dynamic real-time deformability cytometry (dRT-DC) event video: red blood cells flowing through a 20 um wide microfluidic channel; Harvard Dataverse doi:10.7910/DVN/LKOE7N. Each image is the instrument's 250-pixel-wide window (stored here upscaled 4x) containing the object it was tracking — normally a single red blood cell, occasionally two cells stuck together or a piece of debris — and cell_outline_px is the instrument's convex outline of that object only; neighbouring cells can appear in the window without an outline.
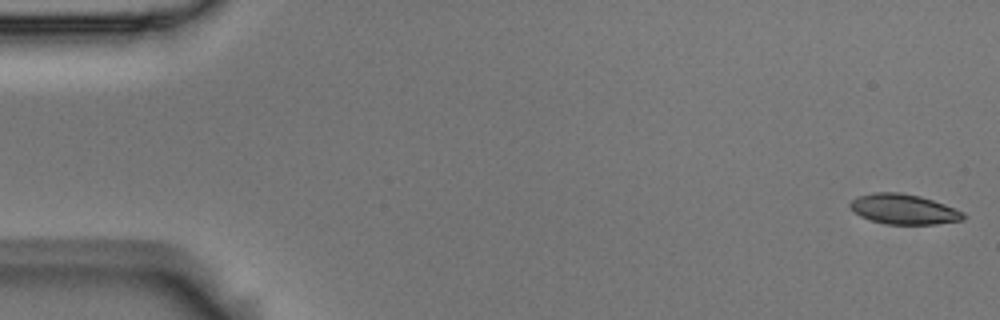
{"species": "Egyptian fruit bat (a non-hibernating species)", "species_latin": "Rousettus aegyptiacus", "temperature_condition": "room temperature", "stored_images_in_passage": 5, "camera_frame_rate_fps": 3000, "um_per_image_px": 0.085, "animal": {"sex": "male"}, "frame": {"image": 1, "passage_image": 1, "time_ms": 0.0, "image_size_px": [1000, 320], "cell_outline_px": [[968, 216], [964, 220], [936, 224], [884, 224], [860, 216], [852, 212], [848, 204], [856, 196], [872, 192], [900, 192], [920, 196], [956, 208], [964, 212]], "centroid_in_image_um": [76.81, 17.78], "position_along_channel_um": 8.2, "area_um2": 20.17}}
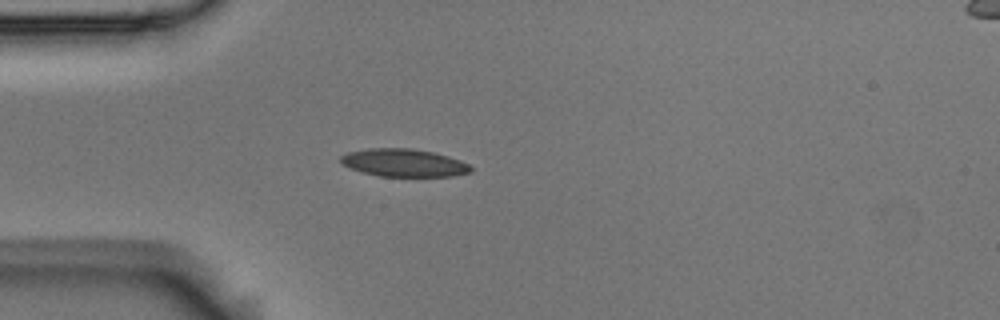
{"frame": {"image": 2, "passage_image": 5, "time_ms": 1.333, "image_size_px": [1000, 320], "cell_outline_px": [[472, 172], [452, 176], [380, 176], [364, 172], [352, 168], [344, 164], [340, 160], [340, 156], [348, 152], [368, 148], [412, 148], [432, 152], [448, 156], [460, 160], [468, 164], [472, 168]], "centroid_in_image_um": [34.35, 13.83], "position_along_channel_um": 50.7, "area_um2": 20.87}}